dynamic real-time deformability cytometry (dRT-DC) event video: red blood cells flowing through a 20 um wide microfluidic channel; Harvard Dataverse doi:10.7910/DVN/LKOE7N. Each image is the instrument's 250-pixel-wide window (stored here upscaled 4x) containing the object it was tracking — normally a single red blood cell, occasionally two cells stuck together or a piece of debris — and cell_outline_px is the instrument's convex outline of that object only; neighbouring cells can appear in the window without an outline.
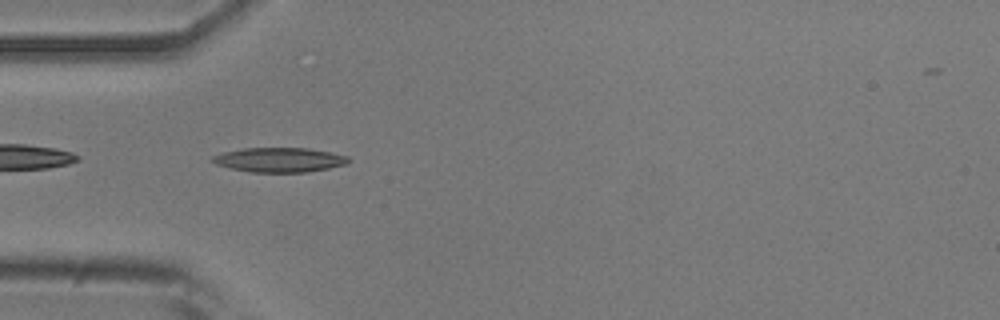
{"species": "common noctule bat (a hibernating species)", "species_latin": "Nyctalus noctula", "temperature_condition": "room temperature", "stored_images_in_passage": 39, "camera_frame_rate_fps": 3000, "um_per_image_px": 0.085, "animal": {"sex": "male", "body_mass_g": 20.5, "forearm_length_mm": 52.5}, "frame": {"image": 1, "passage_image": 2, "time_ms": 0.333, "image_size_px": [1000, 320], "cell_outline_px": [[352, 160], [348, 164], [308, 172], [252, 172], [232, 168], [216, 164], [208, 160], [212, 156], [224, 152], [244, 148], [308, 148], [348, 156]], "centroid_in_image_um": [23.76, 13.58], "position_along_channel_um": 61.2, "area_um2": 19.42}}
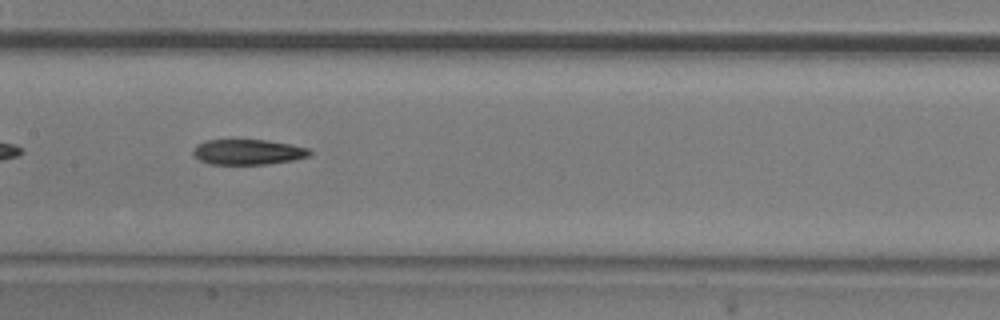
{"frame": {"image": 2, "passage_image": 12, "time_ms": 3.667, "image_size_px": [1000, 320], "cell_outline_px": [[312, 152], [308, 156], [292, 160], [268, 164], [208, 164], [200, 160], [192, 152], [192, 148], [196, 144], [204, 140], [268, 140], [308, 148]], "centroid_in_image_um": [21.03, 12.91], "position_along_channel_um": 186.4, "area_um2": 17.17}}
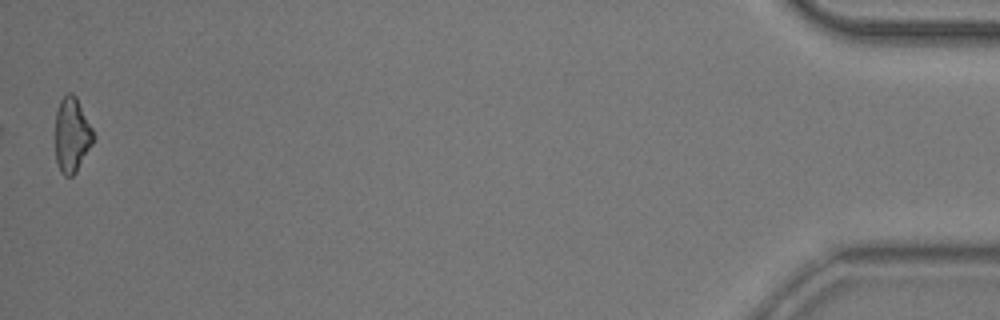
{"frame": {"image": 3, "passage_image": 39, "time_ms": 12.667, "image_size_px": [1000, 320], "cell_outline_px": [[96, 136], [92, 144], [76, 172], [72, 176], [64, 176], [60, 172], [56, 160], [56, 112], [60, 100], [68, 92], [72, 92], [76, 96]], "centroid_in_image_um": [6.12, 11.47], "position_along_channel_um": 429.1, "area_um2": 16.59}, "authors_computed_cell_mechanics": {"area_um2": 17.8024, "velocity_mm_per_s": 3.7591, "shape_relaxation_time_tau1_ms": 6.5084, "shape_relaxation_time_tau2_ms": null, "deformation_change_tau1": 0.1768, "deformation_change_tau2": null}}